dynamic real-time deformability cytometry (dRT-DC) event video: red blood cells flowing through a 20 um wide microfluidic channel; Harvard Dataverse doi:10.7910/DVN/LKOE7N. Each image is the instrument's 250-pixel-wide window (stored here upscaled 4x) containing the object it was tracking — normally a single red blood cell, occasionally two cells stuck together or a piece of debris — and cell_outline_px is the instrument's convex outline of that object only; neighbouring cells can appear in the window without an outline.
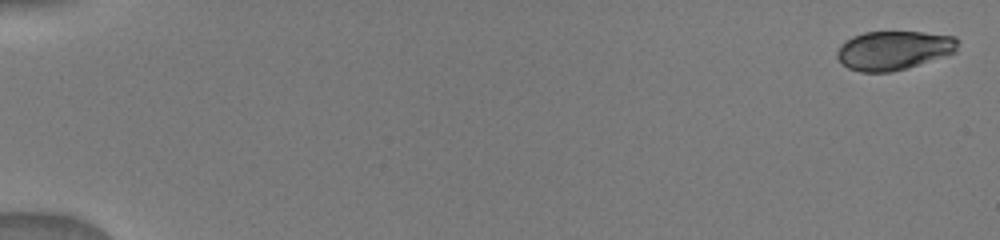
{"species": "human", "species_latin": "Homo sapiens", "temperature_condition": "warm", "stored_images_in_passage": 43, "camera_frame_rate_fps": 3000, "um_per_image_px": 0.085, "donor": {"sex": "male"}, "frame": {"image": 1, "passage_image": 1, "time_ms": 0.0, "image_size_px": [1000, 240], "cell_outline_px": [[960, 40], [956, 52], [908, 68], [892, 72], [860, 72], [848, 68], [836, 56], [836, 52], [840, 44], [844, 40], [852, 36], [864, 32], [924, 32], [956, 36]], "centroid_in_image_um": [75.97, 4.27], "position_along_channel_um": 9.0, "area_um2": 27.74}}
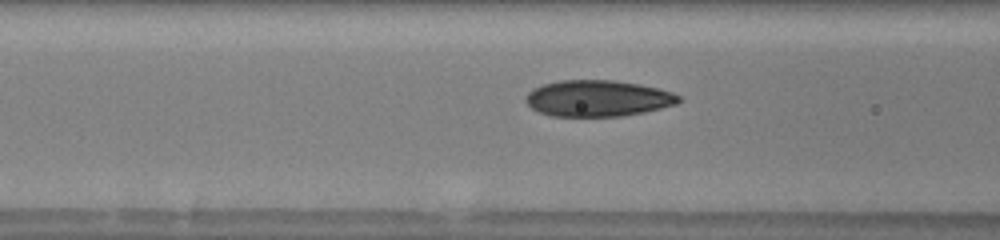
{"frame": {"image": 2, "passage_image": 15, "time_ms": 7.0, "image_size_px": [1000, 240], "cell_outline_px": [[680, 100], [676, 104], [644, 112], [624, 116], [552, 116], [540, 112], [532, 108], [524, 100], [524, 96], [532, 88], [544, 84], [560, 80], [612, 80], [640, 84], [660, 88], [672, 92], [680, 96]], "centroid_in_image_um": [50.8, 8.35], "position_along_channel_um": 115.8, "area_um2": 32.43}}
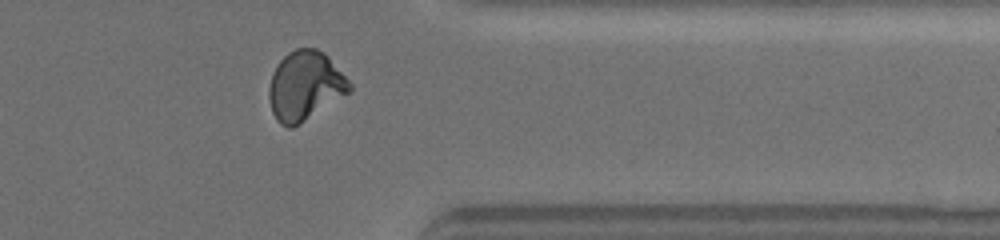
{"frame": {"image": 3, "passage_image": 34, "time_ms": 13.667, "image_size_px": [1000, 240], "cell_outline_px": [[352, 92], [292, 128], [288, 128], [280, 124], [276, 120], [272, 112], [268, 96], [268, 88], [272, 72], [280, 60], [288, 52], [296, 48], [316, 48], [324, 52], [328, 56], [352, 84]], "centroid_in_image_um": [25.93, 7.3], "position_along_channel_um": 385.5, "area_um2": 32.77}}